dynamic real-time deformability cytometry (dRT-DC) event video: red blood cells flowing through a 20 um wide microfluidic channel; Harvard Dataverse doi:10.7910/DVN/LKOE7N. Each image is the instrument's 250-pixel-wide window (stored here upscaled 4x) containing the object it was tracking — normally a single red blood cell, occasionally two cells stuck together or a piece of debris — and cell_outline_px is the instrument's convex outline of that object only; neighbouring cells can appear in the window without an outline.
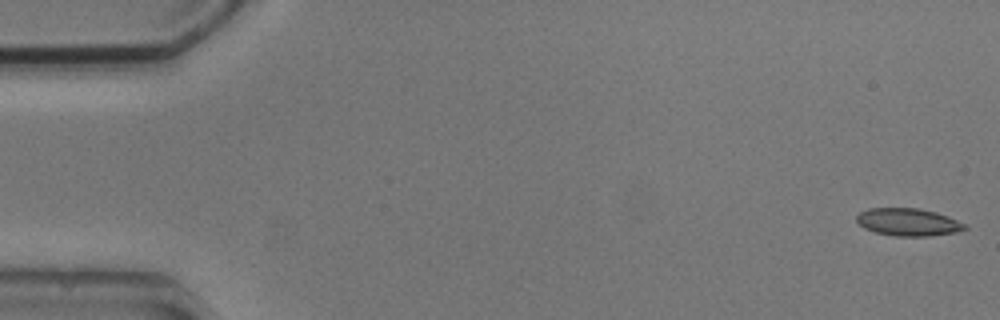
{"species": "common noctule bat (a hibernating species)", "species_latin": "Nyctalus noctula", "temperature_condition": "cold", "stored_images_in_passage": 4, "camera_frame_rate_fps": 3000, "um_per_image_px": 0.085, "animal": {"sex": "male", "body_mass_g": 20.5, "forearm_length_mm": 52.5}, "frame": {"image": 1, "passage_image": 1, "time_ms": 0.0, "image_size_px": [1000, 320], "cell_outline_px": [[968, 228], [956, 232], [928, 236], [892, 236], [876, 232], [864, 228], [856, 220], [856, 216], [860, 212], [868, 208], [920, 208], [936, 212], [948, 216], [968, 224]], "centroid_in_image_um": [77.22, 18.87], "position_along_channel_um": 7.8, "area_um2": 17.51}}
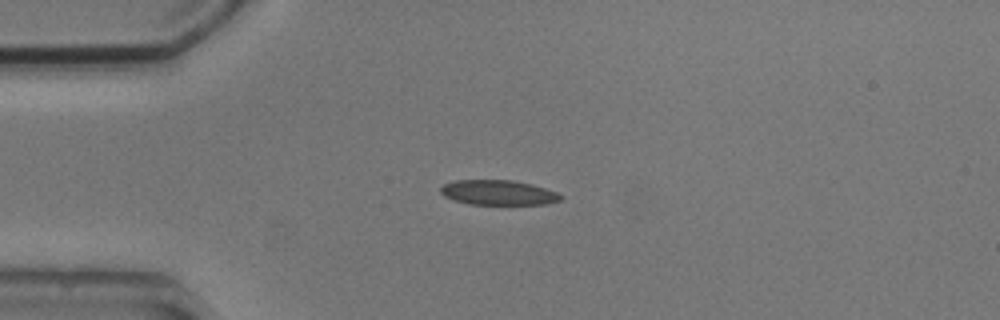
{"frame": {"image": 2, "passage_image": 4, "time_ms": 4.0, "image_size_px": [1000, 320], "cell_outline_px": [[564, 196], [560, 200], [544, 204], [468, 204], [444, 196], [440, 192], [440, 188], [444, 184], [452, 180], [512, 180], [532, 184], [556, 192]], "centroid_in_image_um": [42.33, 16.36], "position_along_channel_um": 42.7, "area_um2": 17.34}}